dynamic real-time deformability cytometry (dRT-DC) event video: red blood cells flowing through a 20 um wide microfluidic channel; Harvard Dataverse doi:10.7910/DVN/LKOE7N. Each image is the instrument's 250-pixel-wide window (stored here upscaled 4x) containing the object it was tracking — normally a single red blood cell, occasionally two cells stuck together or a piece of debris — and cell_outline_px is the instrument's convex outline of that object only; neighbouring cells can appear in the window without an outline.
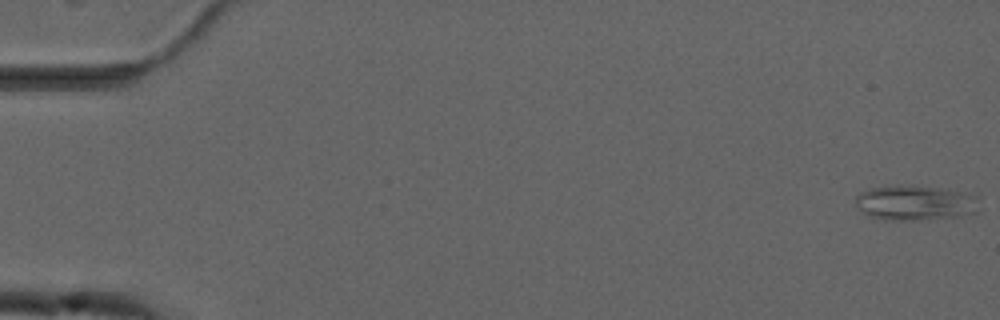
{"species": "common noctule bat (a hibernating species)", "species_latin": "Nyctalus noctula", "temperature_condition": "cold", "stored_images_in_passage": 55, "camera_frame_rate_fps": 3000, "um_per_image_px": 0.085, "animal": {"sex": "male", "forearm_length_mm": 52.5}, "frame": {"image": 1, "passage_image": 1, "time_ms": 0.0, "image_size_px": [1000, 320], "cell_outline_px": [[976, 212], [956, 216], [920, 220], [892, 220], [872, 216], [864, 212], [856, 204], [856, 196], [860, 192], [872, 188], [900, 184], [940, 188], [972, 196]], "centroid_in_image_um": [77.67, 17.23], "position_along_channel_um": 7.3, "area_um2": 24.28}}
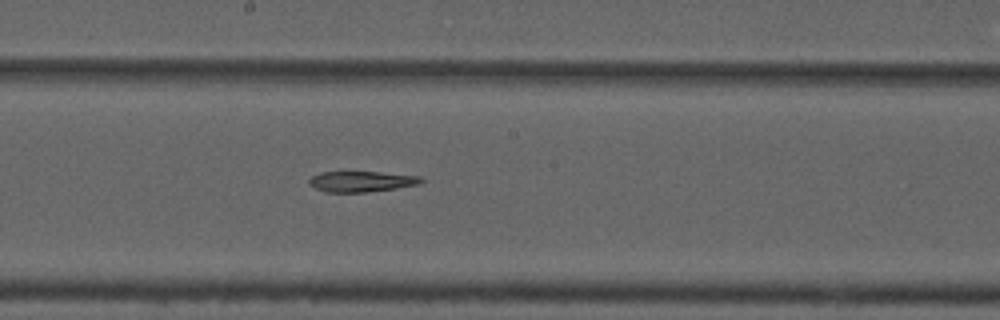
{"frame": {"image": 2, "passage_image": 30, "time_ms": 9.667, "image_size_px": [1000, 320], "cell_outline_px": [[424, 180], [420, 184], [396, 188], [364, 192], [328, 192], [316, 188], [308, 184], [308, 180], [312, 176], [320, 172], [380, 172], [420, 176]], "centroid_in_image_um": [30.72, 15.42], "position_along_channel_um": 217.5, "area_um2": 13.41}}
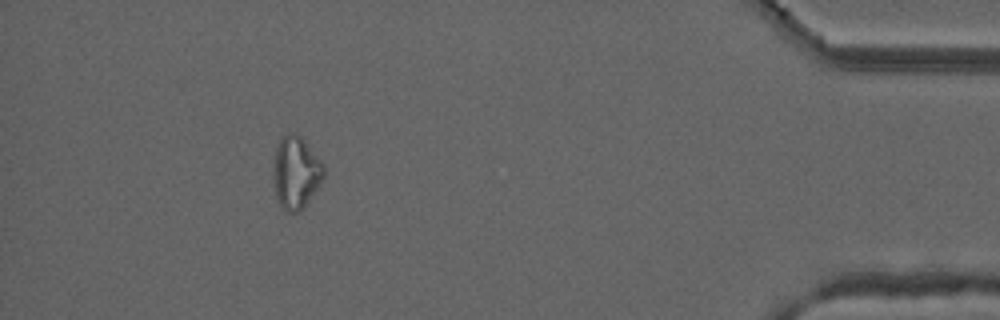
{"frame": {"image": 3, "passage_image": 50, "time_ms": 16.333, "image_size_px": [1000, 320], "cell_outline_px": [[324, 176], [304, 208], [296, 212], [288, 212], [280, 208], [276, 200], [276, 148], [280, 140], [284, 136], [292, 132], [300, 136], [304, 140], [320, 160], [324, 168]], "centroid_in_image_um": [25.18, 14.7], "position_along_channel_um": 410.0, "area_um2": 20.46}}